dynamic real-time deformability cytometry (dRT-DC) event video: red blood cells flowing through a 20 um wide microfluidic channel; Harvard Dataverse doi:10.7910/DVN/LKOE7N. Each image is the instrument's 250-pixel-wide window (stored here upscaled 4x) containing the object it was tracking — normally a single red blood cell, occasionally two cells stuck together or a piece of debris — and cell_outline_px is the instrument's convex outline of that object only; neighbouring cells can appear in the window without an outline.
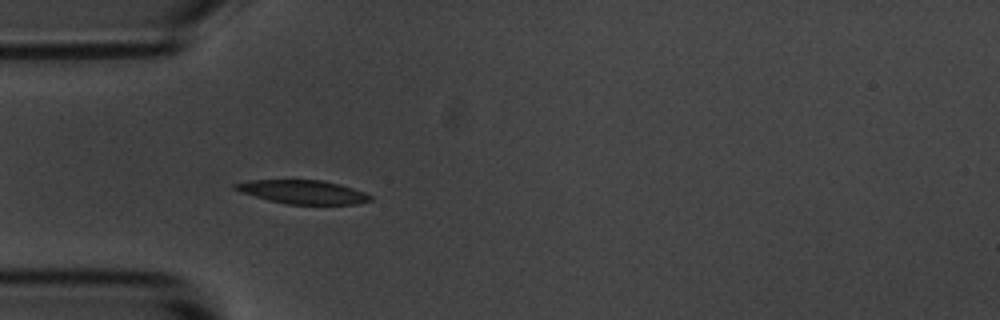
{"species": "common noctule bat (a hibernating species)", "species_latin": "Nyctalus noctula", "temperature_condition": "room temperature", "stored_images_in_passage": 8, "camera_frame_rate_fps": 3000, "um_per_image_px": 0.085, "animal": {"sex": "male", "body_mass_g": 20.1, "forearm_length_mm": 53.5}, "frame": {"image": 1, "passage_image": 4, "time_ms": 1.0, "image_size_px": [1000, 320], "cell_outline_px": [[372, 200], [356, 204], [288, 204], [268, 200], [240, 192], [232, 188], [232, 184], [252, 180], [320, 180], [340, 184], [364, 192], [372, 196]], "centroid_in_image_um": [25.72, 16.31], "position_along_channel_um": 59.3, "area_um2": 18.55}}